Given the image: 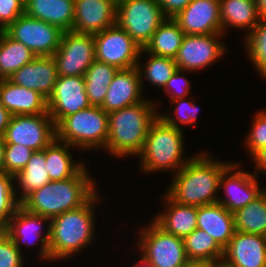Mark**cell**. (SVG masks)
I'll return each instance as SVG.
<instances>
[{
    "label": "cell",
    "instance_id": "37",
    "mask_svg": "<svg viewBox=\"0 0 266 267\" xmlns=\"http://www.w3.org/2000/svg\"><path fill=\"white\" fill-rule=\"evenodd\" d=\"M15 178L7 173H0V223L7 225L21 203L16 198Z\"/></svg>",
    "mask_w": 266,
    "mask_h": 267
},
{
    "label": "cell",
    "instance_id": "38",
    "mask_svg": "<svg viewBox=\"0 0 266 267\" xmlns=\"http://www.w3.org/2000/svg\"><path fill=\"white\" fill-rule=\"evenodd\" d=\"M34 150L18 144H5L4 172L14 177L24 169Z\"/></svg>",
    "mask_w": 266,
    "mask_h": 267
},
{
    "label": "cell",
    "instance_id": "13",
    "mask_svg": "<svg viewBox=\"0 0 266 267\" xmlns=\"http://www.w3.org/2000/svg\"><path fill=\"white\" fill-rule=\"evenodd\" d=\"M224 34H185L175 62L177 69L188 72L204 70L224 56L227 46L222 43ZM221 39V40H220Z\"/></svg>",
    "mask_w": 266,
    "mask_h": 267
},
{
    "label": "cell",
    "instance_id": "28",
    "mask_svg": "<svg viewBox=\"0 0 266 267\" xmlns=\"http://www.w3.org/2000/svg\"><path fill=\"white\" fill-rule=\"evenodd\" d=\"M45 165L46 158L44 148L40 151H34L24 169L14 177L19 187V195H17L18 192L16 191V198L20 203L30 193L50 182L49 173Z\"/></svg>",
    "mask_w": 266,
    "mask_h": 267
},
{
    "label": "cell",
    "instance_id": "39",
    "mask_svg": "<svg viewBox=\"0 0 266 267\" xmlns=\"http://www.w3.org/2000/svg\"><path fill=\"white\" fill-rule=\"evenodd\" d=\"M250 128L244 144L250 156H253L258 150L266 146V111L264 109L255 114Z\"/></svg>",
    "mask_w": 266,
    "mask_h": 267
},
{
    "label": "cell",
    "instance_id": "19",
    "mask_svg": "<svg viewBox=\"0 0 266 267\" xmlns=\"http://www.w3.org/2000/svg\"><path fill=\"white\" fill-rule=\"evenodd\" d=\"M222 261L230 267H266V236L235 231Z\"/></svg>",
    "mask_w": 266,
    "mask_h": 267
},
{
    "label": "cell",
    "instance_id": "17",
    "mask_svg": "<svg viewBox=\"0 0 266 267\" xmlns=\"http://www.w3.org/2000/svg\"><path fill=\"white\" fill-rule=\"evenodd\" d=\"M219 0H192L173 19L185 34L222 33Z\"/></svg>",
    "mask_w": 266,
    "mask_h": 267
},
{
    "label": "cell",
    "instance_id": "36",
    "mask_svg": "<svg viewBox=\"0 0 266 267\" xmlns=\"http://www.w3.org/2000/svg\"><path fill=\"white\" fill-rule=\"evenodd\" d=\"M188 99V100H187ZM186 98H177L171 101V107H175V111L173 110L174 115L168 114H160L158 116L165 121L168 125H172L175 128L183 129V125H194L197 120V115L199 112V107L194 103V100H189V97ZM176 118H175V117Z\"/></svg>",
    "mask_w": 266,
    "mask_h": 267
},
{
    "label": "cell",
    "instance_id": "15",
    "mask_svg": "<svg viewBox=\"0 0 266 267\" xmlns=\"http://www.w3.org/2000/svg\"><path fill=\"white\" fill-rule=\"evenodd\" d=\"M90 106L83 76L57 77L53 91L47 99L48 113L55 126L65 117Z\"/></svg>",
    "mask_w": 266,
    "mask_h": 267
},
{
    "label": "cell",
    "instance_id": "29",
    "mask_svg": "<svg viewBox=\"0 0 266 267\" xmlns=\"http://www.w3.org/2000/svg\"><path fill=\"white\" fill-rule=\"evenodd\" d=\"M184 36L185 33L177 22L173 18H166L144 49L153 55L175 59Z\"/></svg>",
    "mask_w": 266,
    "mask_h": 267
},
{
    "label": "cell",
    "instance_id": "35",
    "mask_svg": "<svg viewBox=\"0 0 266 267\" xmlns=\"http://www.w3.org/2000/svg\"><path fill=\"white\" fill-rule=\"evenodd\" d=\"M243 41L248 59L261 78L266 80V18H260L254 29L244 36Z\"/></svg>",
    "mask_w": 266,
    "mask_h": 267
},
{
    "label": "cell",
    "instance_id": "24",
    "mask_svg": "<svg viewBox=\"0 0 266 267\" xmlns=\"http://www.w3.org/2000/svg\"><path fill=\"white\" fill-rule=\"evenodd\" d=\"M197 228L211 235L224 249L235 233L234 215L218 202L199 206Z\"/></svg>",
    "mask_w": 266,
    "mask_h": 267
},
{
    "label": "cell",
    "instance_id": "48",
    "mask_svg": "<svg viewBox=\"0 0 266 267\" xmlns=\"http://www.w3.org/2000/svg\"><path fill=\"white\" fill-rule=\"evenodd\" d=\"M4 149H5L4 137L0 136V173H4Z\"/></svg>",
    "mask_w": 266,
    "mask_h": 267
},
{
    "label": "cell",
    "instance_id": "42",
    "mask_svg": "<svg viewBox=\"0 0 266 267\" xmlns=\"http://www.w3.org/2000/svg\"><path fill=\"white\" fill-rule=\"evenodd\" d=\"M24 14V0H0V31Z\"/></svg>",
    "mask_w": 266,
    "mask_h": 267
},
{
    "label": "cell",
    "instance_id": "1",
    "mask_svg": "<svg viewBox=\"0 0 266 267\" xmlns=\"http://www.w3.org/2000/svg\"><path fill=\"white\" fill-rule=\"evenodd\" d=\"M206 152L193 154L192 158L173 174L164 193L182 205L203 206L218 202L219 181L223 171L232 162H222L208 156Z\"/></svg>",
    "mask_w": 266,
    "mask_h": 267
},
{
    "label": "cell",
    "instance_id": "2",
    "mask_svg": "<svg viewBox=\"0 0 266 267\" xmlns=\"http://www.w3.org/2000/svg\"><path fill=\"white\" fill-rule=\"evenodd\" d=\"M95 179L84 165L73 177L50 181L30 193L21 206L28 212L52 219L66 211L85 205L96 193Z\"/></svg>",
    "mask_w": 266,
    "mask_h": 267
},
{
    "label": "cell",
    "instance_id": "11",
    "mask_svg": "<svg viewBox=\"0 0 266 267\" xmlns=\"http://www.w3.org/2000/svg\"><path fill=\"white\" fill-rule=\"evenodd\" d=\"M95 60L117 67L130 69L137 66L141 47L117 24L93 34Z\"/></svg>",
    "mask_w": 266,
    "mask_h": 267
},
{
    "label": "cell",
    "instance_id": "30",
    "mask_svg": "<svg viewBox=\"0 0 266 267\" xmlns=\"http://www.w3.org/2000/svg\"><path fill=\"white\" fill-rule=\"evenodd\" d=\"M36 57L23 43L0 31V79H9L17 70Z\"/></svg>",
    "mask_w": 266,
    "mask_h": 267
},
{
    "label": "cell",
    "instance_id": "8",
    "mask_svg": "<svg viewBox=\"0 0 266 267\" xmlns=\"http://www.w3.org/2000/svg\"><path fill=\"white\" fill-rule=\"evenodd\" d=\"M140 255L155 267H182L188 258L183 238L166 233L152 220L138 234Z\"/></svg>",
    "mask_w": 266,
    "mask_h": 267
},
{
    "label": "cell",
    "instance_id": "10",
    "mask_svg": "<svg viewBox=\"0 0 266 267\" xmlns=\"http://www.w3.org/2000/svg\"><path fill=\"white\" fill-rule=\"evenodd\" d=\"M58 76H83L95 60L93 34L64 31L60 46L52 55Z\"/></svg>",
    "mask_w": 266,
    "mask_h": 267
},
{
    "label": "cell",
    "instance_id": "20",
    "mask_svg": "<svg viewBox=\"0 0 266 267\" xmlns=\"http://www.w3.org/2000/svg\"><path fill=\"white\" fill-rule=\"evenodd\" d=\"M141 80L137 67L119 69L112 82L101 108L108 114L121 108L129 107L144 101Z\"/></svg>",
    "mask_w": 266,
    "mask_h": 267
},
{
    "label": "cell",
    "instance_id": "7",
    "mask_svg": "<svg viewBox=\"0 0 266 267\" xmlns=\"http://www.w3.org/2000/svg\"><path fill=\"white\" fill-rule=\"evenodd\" d=\"M165 19L157 0H117L116 24L142 49Z\"/></svg>",
    "mask_w": 266,
    "mask_h": 267
},
{
    "label": "cell",
    "instance_id": "3",
    "mask_svg": "<svg viewBox=\"0 0 266 267\" xmlns=\"http://www.w3.org/2000/svg\"><path fill=\"white\" fill-rule=\"evenodd\" d=\"M158 105L152 100L121 108L108 114V137L104 150L114 157L137 156L148 130L158 117Z\"/></svg>",
    "mask_w": 266,
    "mask_h": 267
},
{
    "label": "cell",
    "instance_id": "23",
    "mask_svg": "<svg viewBox=\"0 0 266 267\" xmlns=\"http://www.w3.org/2000/svg\"><path fill=\"white\" fill-rule=\"evenodd\" d=\"M165 210L152 221L166 233L184 238L197 228V207L178 204L163 195Z\"/></svg>",
    "mask_w": 266,
    "mask_h": 267
},
{
    "label": "cell",
    "instance_id": "9",
    "mask_svg": "<svg viewBox=\"0 0 266 267\" xmlns=\"http://www.w3.org/2000/svg\"><path fill=\"white\" fill-rule=\"evenodd\" d=\"M4 32L15 41L23 43L36 56H52L60 46L64 31L58 26L23 14Z\"/></svg>",
    "mask_w": 266,
    "mask_h": 267
},
{
    "label": "cell",
    "instance_id": "31",
    "mask_svg": "<svg viewBox=\"0 0 266 267\" xmlns=\"http://www.w3.org/2000/svg\"><path fill=\"white\" fill-rule=\"evenodd\" d=\"M118 68L94 60L84 75L86 94L91 106L101 107L105 100L108 86L112 82Z\"/></svg>",
    "mask_w": 266,
    "mask_h": 267
},
{
    "label": "cell",
    "instance_id": "6",
    "mask_svg": "<svg viewBox=\"0 0 266 267\" xmlns=\"http://www.w3.org/2000/svg\"><path fill=\"white\" fill-rule=\"evenodd\" d=\"M108 137V113L90 106L65 117L56 126V138L81 150L105 149Z\"/></svg>",
    "mask_w": 266,
    "mask_h": 267
},
{
    "label": "cell",
    "instance_id": "34",
    "mask_svg": "<svg viewBox=\"0 0 266 267\" xmlns=\"http://www.w3.org/2000/svg\"><path fill=\"white\" fill-rule=\"evenodd\" d=\"M188 260H204L212 263L222 261L224 249L207 232L196 228L183 238Z\"/></svg>",
    "mask_w": 266,
    "mask_h": 267
},
{
    "label": "cell",
    "instance_id": "44",
    "mask_svg": "<svg viewBox=\"0 0 266 267\" xmlns=\"http://www.w3.org/2000/svg\"><path fill=\"white\" fill-rule=\"evenodd\" d=\"M255 162V172H253L254 174H256L258 176L259 173H265L266 174V146L261 148L260 150H258L253 156L252 158ZM261 170V171H260ZM259 172V173H258Z\"/></svg>",
    "mask_w": 266,
    "mask_h": 267
},
{
    "label": "cell",
    "instance_id": "22",
    "mask_svg": "<svg viewBox=\"0 0 266 267\" xmlns=\"http://www.w3.org/2000/svg\"><path fill=\"white\" fill-rule=\"evenodd\" d=\"M0 99L6 110L13 115L49 114L47 99L38 91L0 79Z\"/></svg>",
    "mask_w": 266,
    "mask_h": 267
},
{
    "label": "cell",
    "instance_id": "21",
    "mask_svg": "<svg viewBox=\"0 0 266 267\" xmlns=\"http://www.w3.org/2000/svg\"><path fill=\"white\" fill-rule=\"evenodd\" d=\"M58 74L52 56H36L17 70L9 80L14 84L38 91L48 99L53 91Z\"/></svg>",
    "mask_w": 266,
    "mask_h": 267
},
{
    "label": "cell",
    "instance_id": "16",
    "mask_svg": "<svg viewBox=\"0 0 266 267\" xmlns=\"http://www.w3.org/2000/svg\"><path fill=\"white\" fill-rule=\"evenodd\" d=\"M239 168V163H231L223 171L219 181V189H224L226 198L219 197L218 203L232 213L252 202L265 190L260 188L256 174Z\"/></svg>",
    "mask_w": 266,
    "mask_h": 267
},
{
    "label": "cell",
    "instance_id": "4",
    "mask_svg": "<svg viewBox=\"0 0 266 267\" xmlns=\"http://www.w3.org/2000/svg\"><path fill=\"white\" fill-rule=\"evenodd\" d=\"M98 192L82 207L66 211L50 220V261L66 260L88 247L95 237L94 207Z\"/></svg>",
    "mask_w": 266,
    "mask_h": 267
},
{
    "label": "cell",
    "instance_id": "40",
    "mask_svg": "<svg viewBox=\"0 0 266 267\" xmlns=\"http://www.w3.org/2000/svg\"><path fill=\"white\" fill-rule=\"evenodd\" d=\"M5 233L0 237V267H23L24 256Z\"/></svg>",
    "mask_w": 266,
    "mask_h": 267
},
{
    "label": "cell",
    "instance_id": "25",
    "mask_svg": "<svg viewBox=\"0 0 266 267\" xmlns=\"http://www.w3.org/2000/svg\"><path fill=\"white\" fill-rule=\"evenodd\" d=\"M24 14L58 26L62 31H72L74 0H24Z\"/></svg>",
    "mask_w": 266,
    "mask_h": 267
},
{
    "label": "cell",
    "instance_id": "49",
    "mask_svg": "<svg viewBox=\"0 0 266 267\" xmlns=\"http://www.w3.org/2000/svg\"><path fill=\"white\" fill-rule=\"evenodd\" d=\"M141 258L137 264L133 267H155L153 266L148 260H146L142 255H140Z\"/></svg>",
    "mask_w": 266,
    "mask_h": 267
},
{
    "label": "cell",
    "instance_id": "26",
    "mask_svg": "<svg viewBox=\"0 0 266 267\" xmlns=\"http://www.w3.org/2000/svg\"><path fill=\"white\" fill-rule=\"evenodd\" d=\"M222 34L226 29L247 30L249 34L258 24L260 17L255 0H219ZM243 28V29H242Z\"/></svg>",
    "mask_w": 266,
    "mask_h": 267
},
{
    "label": "cell",
    "instance_id": "43",
    "mask_svg": "<svg viewBox=\"0 0 266 267\" xmlns=\"http://www.w3.org/2000/svg\"><path fill=\"white\" fill-rule=\"evenodd\" d=\"M192 0H157L161 11L166 18L175 17Z\"/></svg>",
    "mask_w": 266,
    "mask_h": 267
},
{
    "label": "cell",
    "instance_id": "5",
    "mask_svg": "<svg viewBox=\"0 0 266 267\" xmlns=\"http://www.w3.org/2000/svg\"><path fill=\"white\" fill-rule=\"evenodd\" d=\"M183 130L168 125L159 116L151 124L139 156L141 173L175 171L192 157L184 158ZM170 169V170H169Z\"/></svg>",
    "mask_w": 266,
    "mask_h": 267
},
{
    "label": "cell",
    "instance_id": "33",
    "mask_svg": "<svg viewBox=\"0 0 266 267\" xmlns=\"http://www.w3.org/2000/svg\"><path fill=\"white\" fill-rule=\"evenodd\" d=\"M143 53L148 55V60L144 64L145 66L143 63L142 65L140 63V59H142L141 56H144ZM136 67L139 72L142 89H144L143 85H145L143 83L144 80L149 82L150 85H153L154 87L156 86V88L162 87L163 89L167 81L177 70V64L174 58L153 55L148 53L144 48L140 51L139 60Z\"/></svg>",
    "mask_w": 266,
    "mask_h": 267
},
{
    "label": "cell",
    "instance_id": "46",
    "mask_svg": "<svg viewBox=\"0 0 266 267\" xmlns=\"http://www.w3.org/2000/svg\"><path fill=\"white\" fill-rule=\"evenodd\" d=\"M215 264L204 260H188L182 267H215Z\"/></svg>",
    "mask_w": 266,
    "mask_h": 267
},
{
    "label": "cell",
    "instance_id": "45",
    "mask_svg": "<svg viewBox=\"0 0 266 267\" xmlns=\"http://www.w3.org/2000/svg\"><path fill=\"white\" fill-rule=\"evenodd\" d=\"M11 116L12 115L6 110L0 99V136H4Z\"/></svg>",
    "mask_w": 266,
    "mask_h": 267
},
{
    "label": "cell",
    "instance_id": "27",
    "mask_svg": "<svg viewBox=\"0 0 266 267\" xmlns=\"http://www.w3.org/2000/svg\"><path fill=\"white\" fill-rule=\"evenodd\" d=\"M70 145L55 138L45 148L46 168L50 181H62L73 177L84 165V162L73 161ZM71 152V153H70Z\"/></svg>",
    "mask_w": 266,
    "mask_h": 267
},
{
    "label": "cell",
    "instance_id": "41",
    "mask_svg": "<svg viewBox=\"0 0 266 267\" xmlns=\"http://www.w3.org/2000/svg\"><path fill=\"white\" fill-rule=\"evenodd\" d=\"M185 71L177 69L171 78L167 81L163 90L169 96V101L177 98H187L190 95V80L182 75Z\"/></svg>",
    "mask_w": 266,
    "mask_h": 267
},
{
    "label": "cell",
    "instance_id": "12",
    "mask_svg": "<svg viewBox=\"0 0 266 267\" xmlns=\"http://www.w3.org/2000/svg\"><path fill=\"white\" fill-rule=\"evenodd\" d=\"M3 137L5 144L40 151L56 138V126L49 114L13 115Z\"/></svg>",
    "mask_w": 266,
    "mask_h": 267
},
{
    "label": "cell",
    "instance_id": "47",
    "mask_svg": "<svg viewBox=\"0 0 266 267\" xmlns=\"http://www.w3.org/2000/svg\"><path fill=\"white\" fill-rule=\"evenodd\" d=\"M256 8L260 18H266V0H255Z\"/></svg>",
    "mask_w": 266,
    "mask_h": 267
},
{
    "label": "cell",
    "instance_id": "14",
    "mask_svg": "<svg viewBox=\"0 0 266 267\" xmlns=\"http://www.w3.org/2000/svg\"><path fill=\"white\" fill-rule=\"evenodd\" d=\"M43 223L46 224V227L43 226ZM44 227L46 228V231L43 230ZM5 233L21 252V246L23 244L27 246H35L40 242V251H38L39 258L41 257V260L44 261L50 260V219L28 212L20 205L5 226Z\"/></svg>",
    "mask_w": 266,
    "mask_h": 267
},
{
    "label": "cell",
    "instance_id": "18",
    "mask_svg": "<svg viewBox=\"0 0 266 267\" xmlns=\"http://www.w3.org/2000/svg\"><path fill=\"white\" fill-rule=\"evenodd\" d=\"M117 0H74L72 31L95 34L116 24Z\"/></svg>",
    "mask_w": 266,
    "mask_h": 267
},
{
    "label": "cell",
    "instance_id": "50",
    "mask_svg": "<svg viewBox=\"0 0 266 267\" xmlns=\"http://www.w3.org/2000/svg\"><path fill=\"white\" fill-rule=\"evenodd\" d=\"M215 267H230V266L225 264L223 261H219L215 264Z\"/></svg>",
    "mask_w": 266,
    "mask_h": 267
},
{
    "label": "cell",
    "instance_id": "32",
    "mask_svg": "<svg viewBox=\"0 0 266 267\" xmlns=\"http://www.w3.org/2000/svg\"><path fill=\"white\" fill-rule=\"evenodd\" d=\"M235 231L266 236V188L234 213Z\"/></svg>",
    "mask_w": 266,
    "mask_h": 267
},
{
    "label": "cell",
    "instance_id": "51",
    "mask_svg": "<svg viewBox=\"0 0 266 267\" xmlns=\"http://www.w3.org/2000/svg\"><path fill=\"white\" fill-rule=\"evenodd\" d=\"M4 234H5V225L0 223V237L3 236Z\"/></svg>",
    "mask_w": 266,
    "mask_h": 267
}]
</instances>
